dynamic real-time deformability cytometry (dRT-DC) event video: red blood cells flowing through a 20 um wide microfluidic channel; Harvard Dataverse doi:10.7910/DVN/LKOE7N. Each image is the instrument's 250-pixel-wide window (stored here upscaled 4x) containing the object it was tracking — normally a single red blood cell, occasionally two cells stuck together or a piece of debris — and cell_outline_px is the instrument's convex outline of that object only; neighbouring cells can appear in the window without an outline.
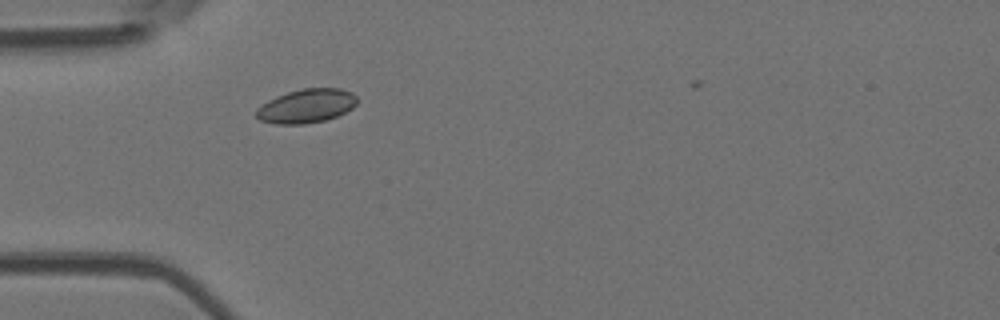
{"species": "Egyptian fruit bat (a non-hibernating species)", "species_latin": "Rousettus aegyptiacus", "temperature_condition": "room temperature", "stored_images_in_passage": 41, "camera_frame_rate_fps": 3000, "um_per_image_px": 0.085, "animal": {"sex": "female"}, "frame": {"image": 1, "passage_image": 2, "time_ms": 0.333, "image_size_px": [1000, 320], "cell_outline_px": [[356, 104], [352, 108], [336, 116], [324, 120], [304, 124], [276, 124], [260, 120], [256, 116], [256, 108], [268, 100], [276, 96], [288, 92], [304, 88], [340, 88], [352, 92], [356, 96]], "centroid_in_image_um": [26.03, 9.0], "position_along_channel_um": 59.0, "area_um2": 19.83}}
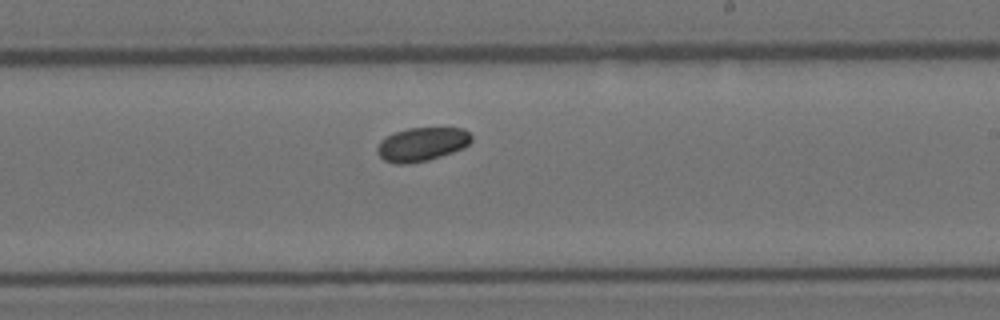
{"frame": {"image": 2, "passage_image": 18, "time_ms": 5.667, "image_size_px": [1000, 320], "cell_outline_px": [[472, 140], [464, 148], [428, 160], [408, 164], [392, 164], [384, 160], [376, 152], [376, 148], [380, 140], [396, 132], [408, 128], [464, 128], [472, 136]], "centroid_in_image_um": [35.85, 12.27], "position_along_channel_um": 253.2, "area_um2": 18.55}}
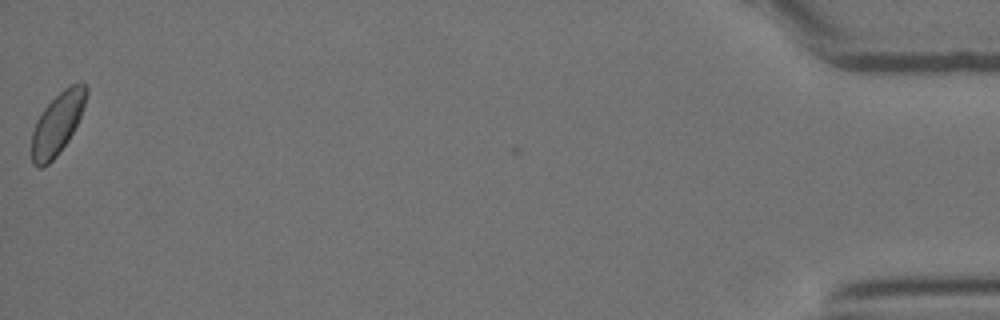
{"frame": {"image": 3, "passage_image": 40, "time_ms": 13.0, "image_size_px": [1000, 320], "cell_outline_px": [[88, 92], [80, 116], [68, 140], [56, 156], [44, 168], [40, 168], [32, 164], [32, 132], [36, 120], [44, 108], [64, 88], [72, 84], [84, 84], [88, 88]], "centroid_in_image_um": [4.85, 10.53], "position_along_channel_um": 430.3, "area_um2": 19.31}, "authors_computed_cell_mechanics": {"area_um2": 19.0162, "velocity_mm_per_s": 3.7219, "shape_relaxation_time_tau1_ms": 2.8673, "shape_relaxation_time_tau2_ms": null, "deformation_change_tau1": 0.0831, "deformation_change_tau2": null}}